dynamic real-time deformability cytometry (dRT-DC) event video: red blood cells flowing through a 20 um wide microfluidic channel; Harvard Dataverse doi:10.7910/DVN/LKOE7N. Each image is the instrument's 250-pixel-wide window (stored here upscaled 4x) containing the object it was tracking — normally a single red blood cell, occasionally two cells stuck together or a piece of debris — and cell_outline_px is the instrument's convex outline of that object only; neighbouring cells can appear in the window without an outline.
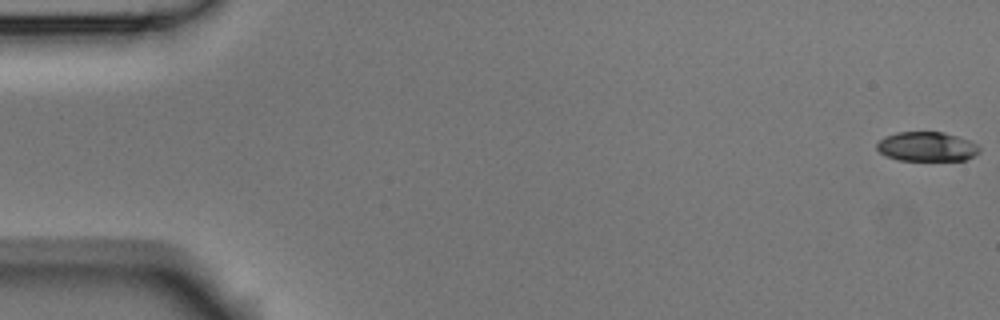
{"species": "Egyptian fruit bat (a non-hibernating species)", "species_latin": "Rousettus aegyptiacus", "temperature_condition": "room temperature", "stored_images_in_passage": 4, "camera_frame_rate_fps": 3000, "um_per_image_px": 0.085, "animal": {"sex": "male"}, "frame": {"image": 1, "passage_image": 1, "time_ms": 0.0, "image_size_px": [1000, 320], "cell_outline_px": [[980, 152], [964, 160], [900, 160], [888, 156], [880, 152], [876, 148], [876, 144], [884, 136], [896, 132], [944, 132], [968, 140], [976, 144], [980, 148]], "centroid_in_image_um": [78.76, 12.45], "position_along_channel_um": 6.2, "area_um2": 17.46}}
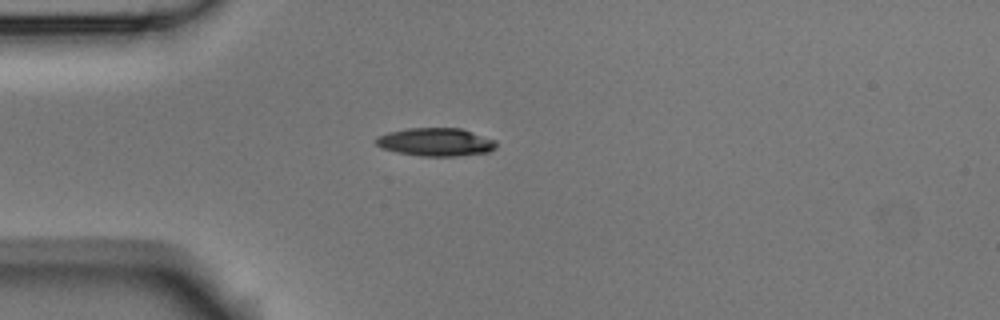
{"frame": {"image": 2, "passage_image": 4, "time_ms": 1.0, "image_size_px": [1000, 320], "cell_outline_px": [[496, 148], [488, 152], [456, 156], [420, 156], [396, 152], [384, 148], [376, 144], [376, 136], [388, 132], [408, 128], [460, 128], [496, 140]], "centroid_in_image_um": [37.04, 12.07], "position_along_channel_um": 48.0, "area_um2": 19.65}}